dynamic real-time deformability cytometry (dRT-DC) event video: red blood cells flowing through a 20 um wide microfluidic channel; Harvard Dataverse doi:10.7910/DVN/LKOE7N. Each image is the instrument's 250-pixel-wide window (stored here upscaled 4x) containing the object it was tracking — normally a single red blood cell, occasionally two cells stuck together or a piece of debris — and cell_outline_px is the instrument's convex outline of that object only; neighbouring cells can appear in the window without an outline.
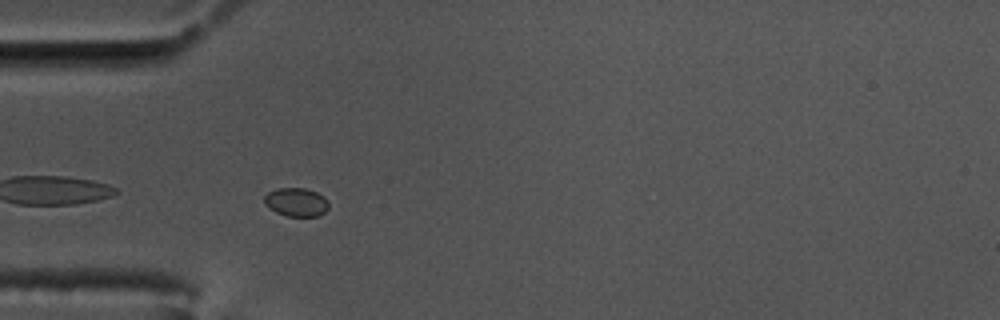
{"species": "common noctule bat (a hibernating species)", "species_latin": "Nyctalus noctula", "temperature_condition": "cold", "stored_images_in_passage": 44, "segment_of_instrument_passage": [1, 2], "camera_frame_rate_fps": 3000, "um_per_image_px": 0.085, "animal": {"sex": "male", "body_mass_g": 17.5, "forearm_length_mm": 52.3}, "frame": {"image": 1, "passage_image": 3, "time_ms": 0.667, "image_size_px": [1000, 320], "cell_outline_px": [[328, 208], [320, 216], [288, 216], [276, 212], [264, 204], [264, 196], [268, 192], [276, 188], [304, 188], [316, 192], [324, 196], [328, 200]], "centroid_in_image_um": [25.18, 17.17], "position_along_channel_um": 59.8, "area_um2": 10.75}}
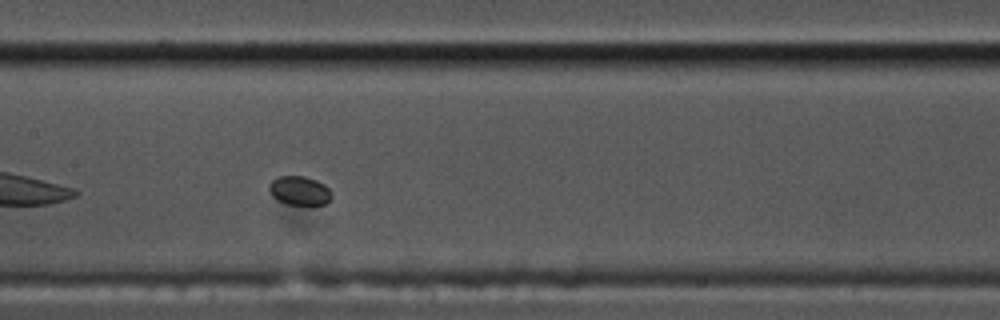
{"frame": {"image": 2, "passage_image": 14, "time_ms": 4.333, "image_size_px": [1000, 320], "cell_outline_px": [[332, 196], [324, 204], [288, 204], [276, 200], [272, 196], [268, 188], [268, 184], [272, 180], [280, 176], [304, 176], [316, 180], [324, 184], [332, 192]], "centroid_in_image_um": [25.43, 16.19], "position_along_channel_um": 182.0, "area_um2": 10.52}}
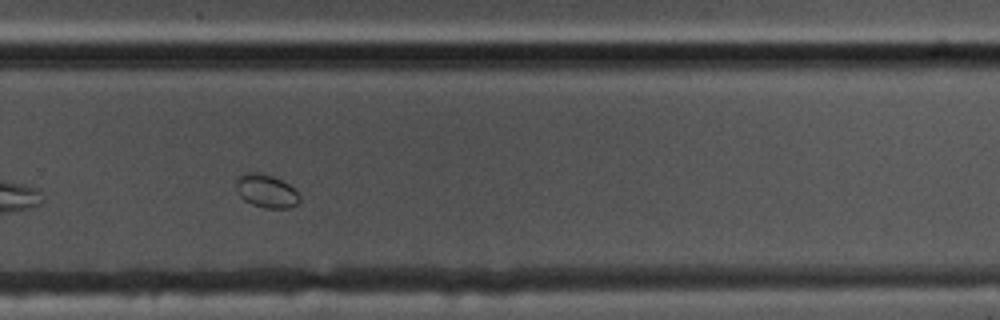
{"frame": {"image": 3, "passage_image": 25, "time_ms": 8.0, "image_size_px": [1000, 320], "cell_outline_px": [[300, 200], [296, 204], [288, 208], [264, 208], [252, 204], [244, 200], [240, 196], [236, 188], [236, 180], [244, 172], [260, 172], [272, 176], [296, 188], [300, 196]], "centroid_in_image_um": [22.64, 16.23], "position_along_channel_um": 307.2, "area_um2": 12.37}}